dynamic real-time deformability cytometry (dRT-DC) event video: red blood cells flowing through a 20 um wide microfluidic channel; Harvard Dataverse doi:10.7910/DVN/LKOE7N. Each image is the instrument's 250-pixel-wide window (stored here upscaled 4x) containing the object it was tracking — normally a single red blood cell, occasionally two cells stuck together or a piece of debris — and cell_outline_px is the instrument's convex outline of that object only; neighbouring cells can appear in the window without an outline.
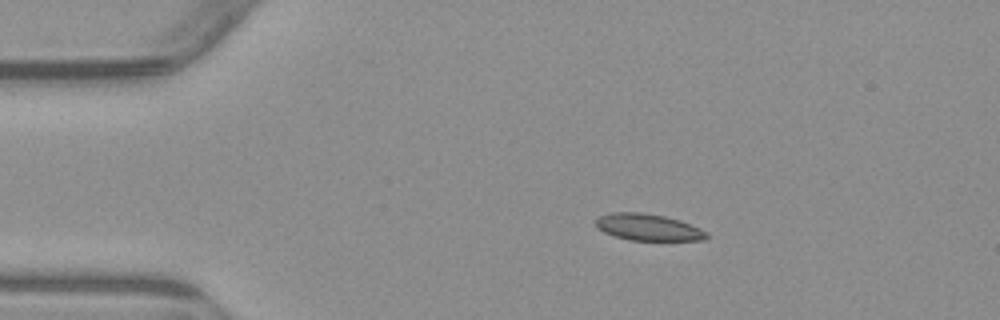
{"species": "common noctule bat (a hibernating species)", "species_latin": "Nyctalus noctula", "temperature_condition": "warm", "stored_images_in_passage": 4, "camera_frame_rate_fps": 3000, "um_per_image_px": 0.085, "animal": {"sex": "male", "body_mass_g": 23.1, "forearm_length_mm": 52.7}, "frame": {"image": 1, "passage_image": 2, "time_ms": 2.0, "image_size_px": [1000, 320], "cell_outline_px": [[708, 236], [704, 240], [628, 240], [604, 232], [596, 228], [596, 216], [612, 212], [640, 212], [664, 216], [680, 220], [700, 228], [708, 232]], "centroid_in_image_um": [55.07, 19.31], "position_along_channel_um": 29.9, "area_um2": 17.28}}
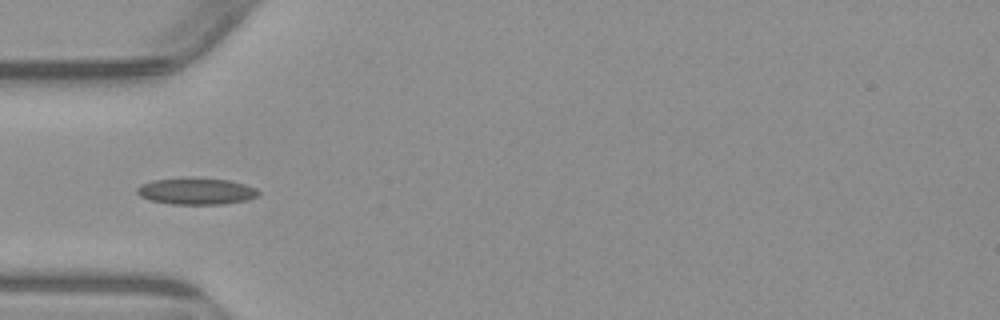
{"frame": {"image": 2, "passage_image": 4, "time_ms": 4.333, "image_size_px": [1000, 320], "cell_outline_px": [[260, 196], [248, 200], [224, 204], [172, 204], [148, 200], [140, 196], [136, 192], [136, 188], [140, 184], [152, 180], [228, 180], [244, 184], [256, 188], [260, 192]], "centroid_in_image_um": [16.7, 16.3], "position_along_channel_um": 68.3, "area_um2": 18.26}}